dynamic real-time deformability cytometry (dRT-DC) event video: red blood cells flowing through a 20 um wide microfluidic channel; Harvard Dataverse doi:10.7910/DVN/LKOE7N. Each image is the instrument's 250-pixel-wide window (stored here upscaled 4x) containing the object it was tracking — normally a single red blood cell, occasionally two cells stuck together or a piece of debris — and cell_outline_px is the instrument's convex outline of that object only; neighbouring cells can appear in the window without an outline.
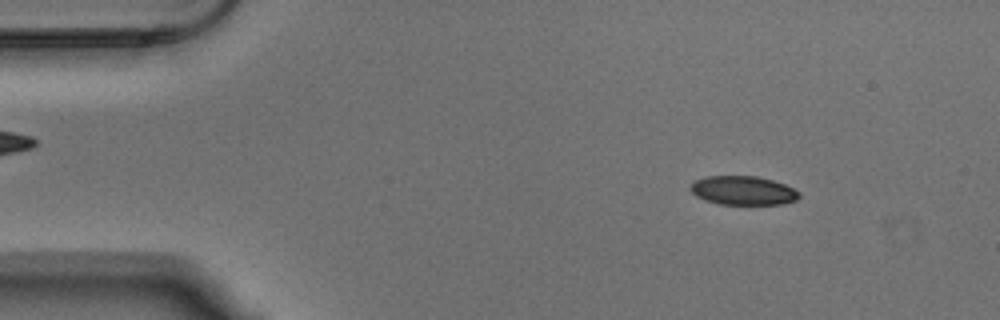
{"species": "Egyptian fruit bat (a non-hibernating species)", "species_latin": "Rousettus aegyptiacus", "temperature_condition": "warm", "stored_images_in_passage": 18, "camera_frame_rate_fps": 3000, "um_per_image_px": 0.085, "animal": {"sex": "male"}, "frame": {"image": 1, "passage_image": 6, "time_ms": 1.667, "image_size_px": [1000, 320], "cell_outline_px": [[800, 196], [796, 200], [780, 204], [720, 204], [704, 200], [696, 196], [688, 188], [692, 180], [704, 176], [756, 176], [772, 180], [784, 184], [800, 192]], "centroid_in_image_um": [63.1, 16.18], "position_along_channel_um": 21.9, "area_um2": 18.44}}
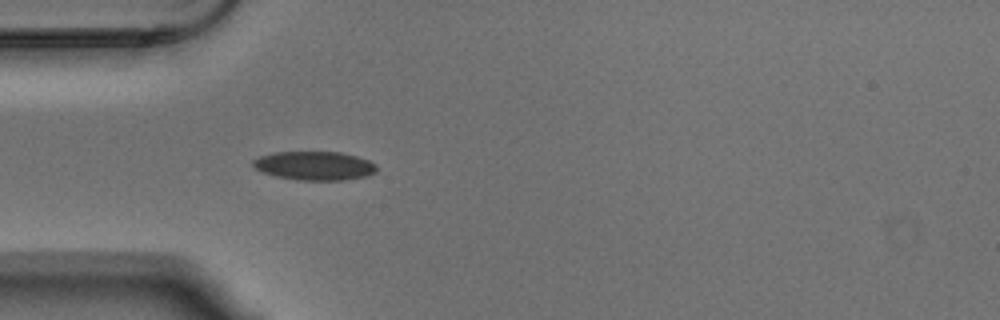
{"frame": {"image": 2, "passage_image": 15, "time_ms": 4.667, "image_size_px": [1000, 320], "cell_outline_px": [[376, 172], [368, 176], [344, 180], [296, 180], [276, 176], [264, 172], [256, 168], [252, 164], [252, 160], [260, 156], [272, 152], [340, 152], [356, 156], [368, 160], [376, 164]], "centroid_in_image_um": [26.74, 14.09], "position_along_channel_um": 58.3, "area_um2": 20.75}}